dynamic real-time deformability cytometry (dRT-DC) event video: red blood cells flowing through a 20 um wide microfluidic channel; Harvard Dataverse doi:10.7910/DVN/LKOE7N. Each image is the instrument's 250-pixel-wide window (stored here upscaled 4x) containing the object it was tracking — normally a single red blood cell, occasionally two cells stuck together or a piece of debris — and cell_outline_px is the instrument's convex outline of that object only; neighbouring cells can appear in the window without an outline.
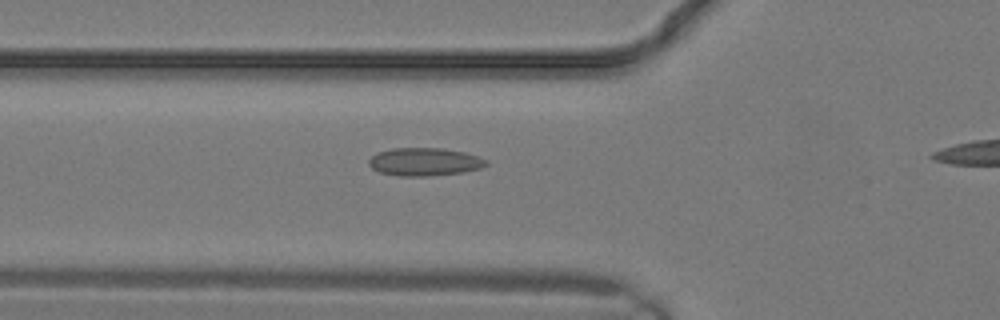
{"species": "common noctule bat (a hibernating species)", "species_latin": "Nyctalus noctula", "temperature_condition": "warm", "stored_images_in_passage": 13, "camera_frame_rate_fps": 3000, "um_per_image_px": 0.085, "animal": {"sex": "male", "body_mass_g": 19.2, "forearm_length_mm": 51.8}, "frame": {"image": 1, "passage_image": 8, "time_ms": 2.333, "image_size_px": [1000, 320], "cell_outline_px": [[488, 164], [480, 168], [464, 172], [428, 176], [400, 176], [380, 172], [372, 168], [368, 164], [368, 160], [376, 152], [392, 148], [440, 148], [464, 152], [476, 156], [484, 160]], "centroid_in_image_um": [36.03, 13.75], "position_along_channel_um": 89.8, "area_um2": 19.02}}
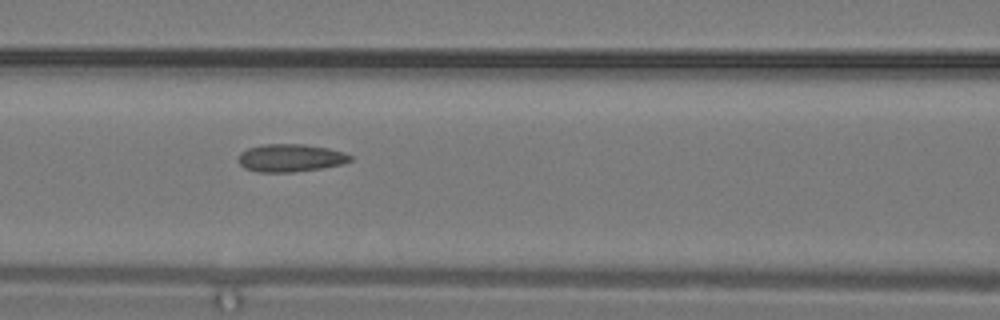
{"frame": {"image": 2, "passage_image": 10, "time_ms": 3.0, "image_size_px": [1000, 320], "cell_outline_px": [[352, 160], [344, 164], [320, 168], [292, 172], [256, 172], [244, 168], [240, 164], [240, 152], [248, 148], [264, 144], [304, 144], [328, 148], [344, 152], [352, 156]], "centroid_in_image_um": [24.71, 13.42], "position_along_channel_um": 141.9, "area_um2": 18.09}}
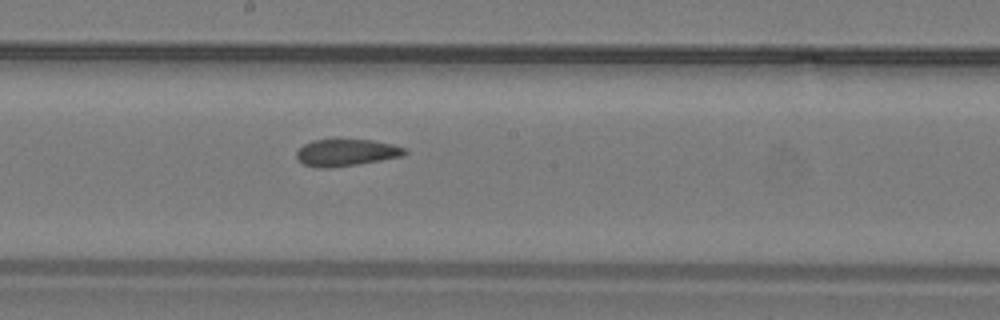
{"frame": {"image": 3, "passage_image": 13, "time_ms": 4.0, "image_size_px": [1000, 320], "cell_outline_px": [[408, 152], [404, 156], [332, 168], [320, 168], [304, 164], [296, 156], [296, 152], [304, 144], [312, 140], [372, 140], [392, 144], [408, 148]], "centroid_in_image_um": [29.47, 12.97], "position_along_channel_um": 218.7, "area_um2": 16.88}}